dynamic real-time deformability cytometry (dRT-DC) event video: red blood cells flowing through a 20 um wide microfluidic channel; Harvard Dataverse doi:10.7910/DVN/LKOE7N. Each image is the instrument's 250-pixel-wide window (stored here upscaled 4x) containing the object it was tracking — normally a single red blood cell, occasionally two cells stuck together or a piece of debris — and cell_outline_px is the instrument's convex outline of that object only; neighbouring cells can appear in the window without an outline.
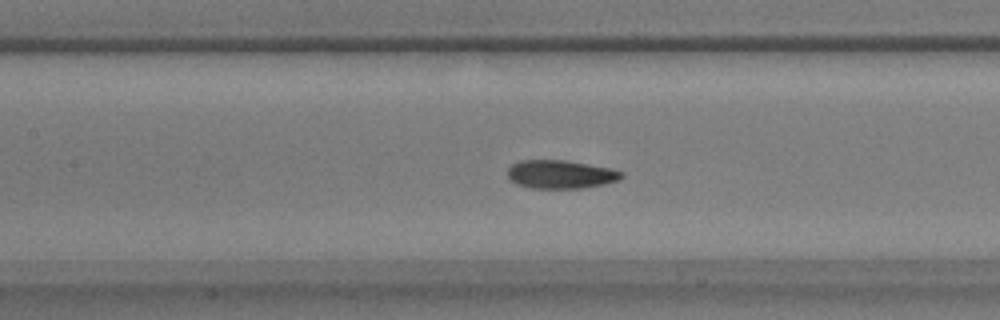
{"species": "common noctule bat (a hibernating species)", "species_latin": "Nyctalus noctula", "temperature_condition": "warm", "stored_images_in_passage": 53, "camera_frame_rate_fps": 3000, "um_per_image_px": 0.085, "animal": {"sex": "male", "body_mass_g": 17.9}, "frame": {"image": 1, "passage_image": 25, "time_ms": 8.0, "image_size_px": [1000, 320], "cell_outline_px": [[624, 176], [616, 180], [604, 184], [584, 188], [532, 188], [516, 184], [508, 176], [508, 168], [512, 164], [520, 160], [564, 160], [612, 168], [624, 172]], "centroid_in_image_um": [47.66, 14.81], "position_along_channel_um": 159.7, "area_um2": 18.84}}
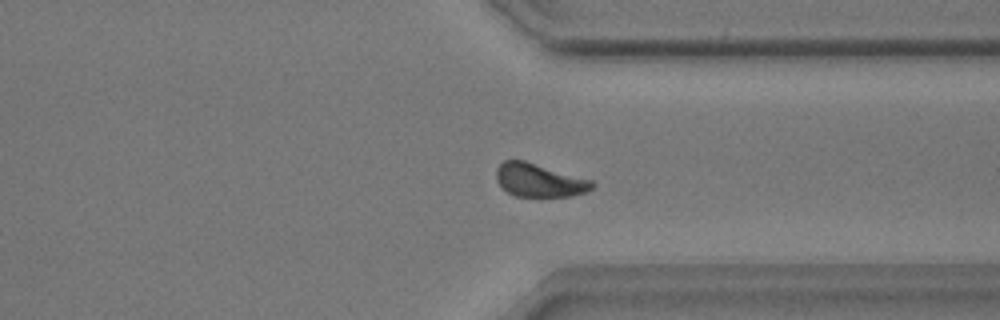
{"frame": {"image": 2, "passage_image": 41, "time_ms": 13.333, "image_size_px": [1000, 320], "cell_outline_px": [[596, 184], [592, 188], [584, 192], [572, 196], [512, 196], [496, 180], [496, 168], [504, 160], [524, 160], [592, 180]], "centroid_in_image_um": [45.82, 15.31], "position_along_channel_um": 365.6, "area_um2": 18.5}}
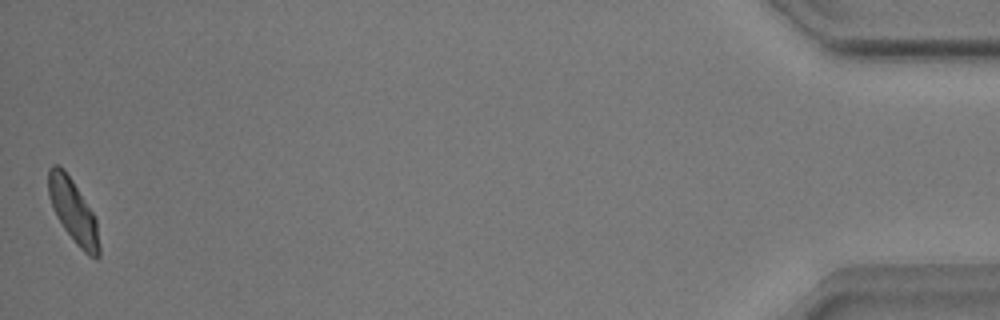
{"frame": {"image": 3, "passage_image": 53, "time_ms": 17.333, "image_size_px": [1000, 320], "cell_outline_px": [[100, 256], [96, 260], [88, 256], [76, 244], [64, 228], [56, 216], [52, 208], [48, 196], [48, 168], [52, 164], [60, 164], [64, 168], [96, 216], [100, 248]], "centroid_in_image_um": [6.23, 17.94], "position_along_channel_um": 429.0, "area_um2": 19.13}, "authors_computed_cell_mechanics": {"area_um2": 18.8428, "velocity_mm_per_s": 3.8619, "shape_relaxation_time_tau1_ms": 2.3981, "shape_relaxation_time_tau2_ms": 1.5278, "deformation_change_tau1": 0.1237, "deformation_change_tau2": 0.0544}}